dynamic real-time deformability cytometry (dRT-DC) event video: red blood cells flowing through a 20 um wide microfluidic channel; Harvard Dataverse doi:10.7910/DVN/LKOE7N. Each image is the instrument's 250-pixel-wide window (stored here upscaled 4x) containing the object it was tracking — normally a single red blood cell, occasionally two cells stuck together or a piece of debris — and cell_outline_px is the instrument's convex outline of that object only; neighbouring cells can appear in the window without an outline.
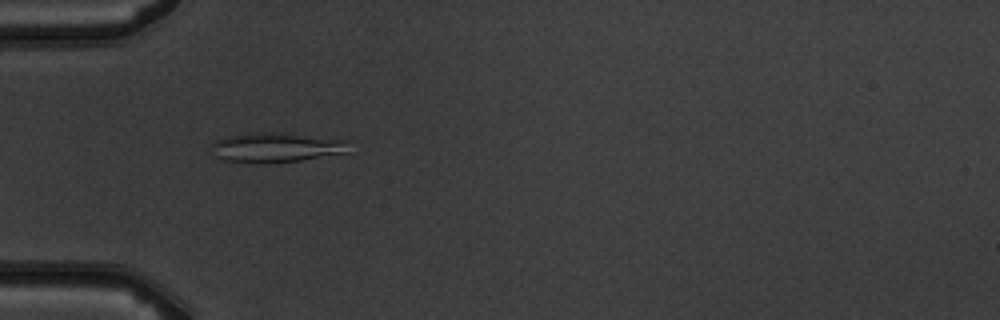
{"species": "common noctule bat (a hibernating species)", "species_latin": "Nyctalus noctula", "temperature_condition": "warm", "stored_images_in_passage": 6, "camera_frame_rate_fps": 3000, "um_per_image_px": 0.085, "animal": {"sex": "male", "body_mass_g": 19.5, "forearm_length_mm": 54.6}, "frame": {"image": 1, "passage_image": 5, "time_ms": 4.667, "image_size_px": [1000, 320], "cell_outline_px": [[352, 140], [348, 152], [300, 160], [224, 160], [216, 156], [212, 144], [216, 140], [224, 136], [264, 132], [272, 132]], "centroid_in_image_um": [23.58, 12.48], "position_along_channel_um": 61.4, "area_um2": 22.6}}
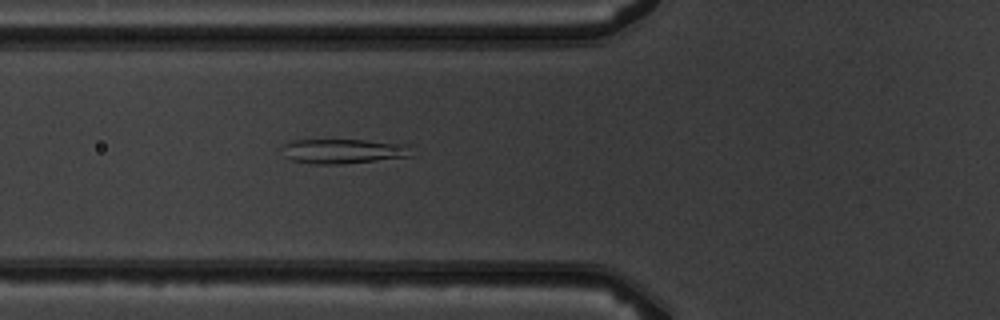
{"frame": {"image": 2, "passage_image": 6, "time_ms": 5.667, "image_size_px": [1000, 320], "cell_outline_px": [[412, 156], [340, 164], [316, 164], [292, 160], [284, 156], [284, 144], [288, 140], [364, 140], [412, 144]], "centroid_in_image_um": [29.24, 12.84], "position_along_channel_um": 96.6, "area_um2": 18.67}}